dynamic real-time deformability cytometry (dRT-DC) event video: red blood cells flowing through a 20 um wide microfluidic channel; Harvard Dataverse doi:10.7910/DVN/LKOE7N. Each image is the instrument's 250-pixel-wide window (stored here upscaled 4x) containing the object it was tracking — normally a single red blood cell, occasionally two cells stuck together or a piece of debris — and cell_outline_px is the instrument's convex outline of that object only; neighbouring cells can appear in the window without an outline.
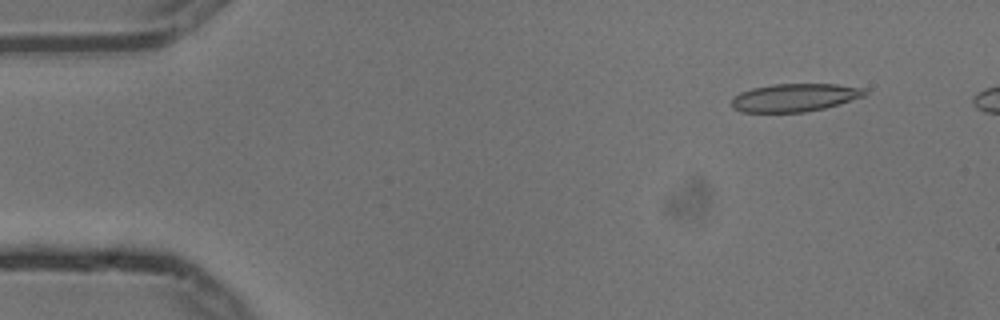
{"species": "common noctule bat (a hibernating species)", "species_latin": "Nyctalus noctula", "temperature_condition": "cold", "stored_images_in_passage": 5, "camera_frame_rate_fps": 3000, "um_per_image_px": 0.085, "animal": {"sex": "male", "body_mass_g": 13.3}, "frame": {"image": 1, "passage_image": 2, "time_ms": 0.333, "image_size_px": [1000, 320], "cell_outline_px": [[868, 92], [864, 96], [840, 104], [824, 108], [804, 112], [744, 112], [732, 108], [732, 100], [740, 92], [752, 88], [772, 84], [836, 84], [864, 88]], "centroid_in_image_um": [67.57, 8.29], "position_along_channel_um": 17.4, "area_um2": 21.68}}